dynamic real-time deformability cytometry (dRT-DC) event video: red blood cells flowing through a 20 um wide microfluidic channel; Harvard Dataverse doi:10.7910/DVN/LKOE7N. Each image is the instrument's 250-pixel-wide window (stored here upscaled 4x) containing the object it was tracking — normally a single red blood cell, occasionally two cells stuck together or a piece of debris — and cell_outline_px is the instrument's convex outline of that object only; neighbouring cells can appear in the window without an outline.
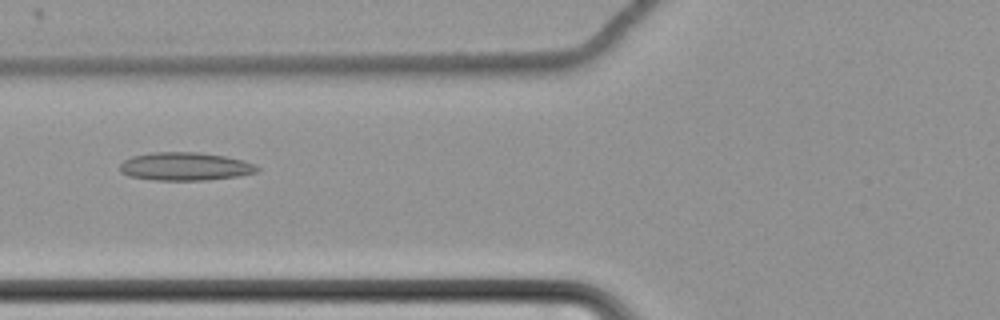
{"species": "common noctule bat (a hibernating species)", "species_latin": "Nyctalus noctula", "temperature_condition": "cold", "stored_images_in_passage": 50, "camera_frame_rate_fps": 3000, "um_per_image_px": 0.085, "animal": {"sex": "female", "body_mass_g": 22.7, "forearm_length_mm": 54.2}, "frame": {"image": 1, "passage_image": 15, "time_ms": 4.667, "image_size_px": [1000, 320], "cell_outline_px": [[260, 168], [256, 172], [240, 176], [208, 180], [156, 180], [128, 176], [120, 172], [120, 164], [124, 160], [132, 156], [152, 152], [200, 152], [224, 156], [244, 160], [256, 164]], "centroid_in_image_um": [15.75, 14.15], "position_along_channel_um": 110.0, "area_um2": 22.72}}
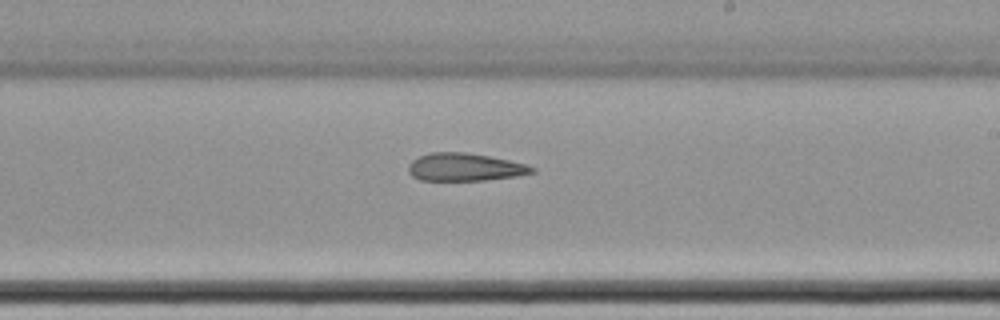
{"frame": {"image": 2, "passage_image": 27, "time_ms": 8.667, "image_size_px": [1000, 320], "cell_outline_px": [[536, 172], [520, 176], [484, 180], [420, 180], [412, 176], [408, 172], [408, 164], [412, 160], [420, 156], [432, 152], [464, 152], [488, 156], [508, 160], [524, 164], [536, 168]], "centroid_in_image_um": [39.51, 14.21], "position_along_channel_um": 249.5, "area_um2": 20.0}}
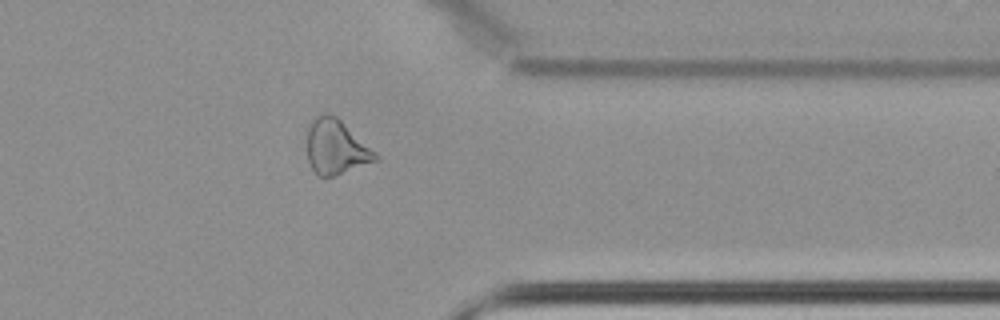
{"frame": {"image": 3, "passage_image": 39, "time_ms": 12.667, "image_size_px": [1000, 320], "cell_outline_px": [[380, 160], [332, 176], [320, 176], [312, 168], [308, 160], [308, 128], [312, 120], [320, 112], [324, 112], [336, 116], [376, 152], [380, 156]], "centroid_in_image_um": [28.58, 12.49], "position_along_channel_um": 382.8, "area_um2": 21.62}, "authors_computed_cell_mechanics": {"area_um2": 22.3975, "velocity_mm_per_s": 3.4844, "shape_relaxation_time_tau1_ms": null, "shape_relaxation_time_tau2_ms": 7.0624, "deformation_change_tau1": null, "deformation_change_tau2": 0.1853}}